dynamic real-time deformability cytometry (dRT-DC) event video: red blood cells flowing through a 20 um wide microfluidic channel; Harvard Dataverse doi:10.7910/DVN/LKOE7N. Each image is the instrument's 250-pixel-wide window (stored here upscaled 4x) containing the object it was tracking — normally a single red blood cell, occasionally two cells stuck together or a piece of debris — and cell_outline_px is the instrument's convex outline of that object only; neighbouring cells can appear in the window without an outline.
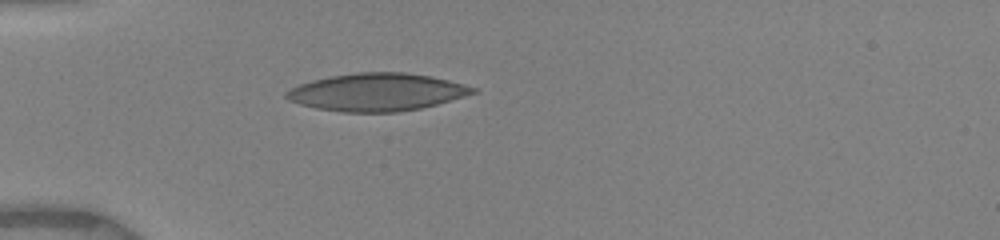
{"species": "human", "species_latin": "Homo sapiens", "temperature_condition": "warm", "stored_images_in_passage": 5, "camera_frame_rate_fps": 3000, "um_per_image_px": 0.085, "donor": {"sex": "female"}, "frame": {"image": 1, "passage_image": 1, "time_ms": 0.0, "image_size_px": [1000, 240], "cell_outline_px": [[480, 92], [436, 104], [420, 108], [396, 112], [344, 112], [316, 108], [300, 104], [288, 100], [284, 96], [284, 92], [300, 84], [312, 80], [332, 76], [356, 72], [404, 72], [432, 76], [464, 84], [476, 88]], "centroid_in_image_um": [32.05, 7.82], "position_along_channel_um": 53.0, "area_um2": 40.86}}
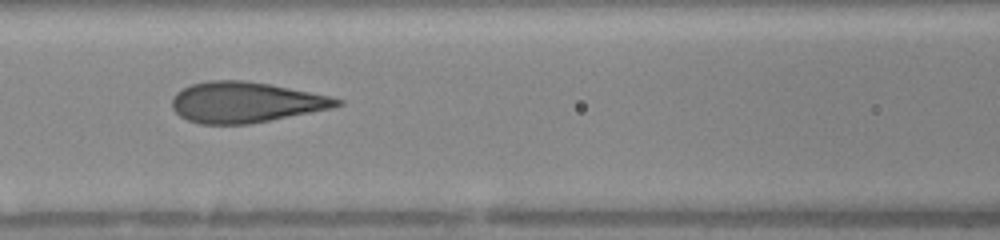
{"frame": {"image": 2, "passage_image": 4, "time_ms": 2.667, "image_size_px": [1000, 240], "cell_outline_px": [[344, 104], [332, 108], [248, 124], [200, 124], [188, 120], [180, 116], [172, 108], [172, 96], [176, 92], [192, 84], [208, 80], [244, 80], [268, 84], [328, 96], [344, 100]], "centroid_in_image_um": [20.83, 8.69], "position_along_channel_um": 145.8, "area_um2": 38.73}}